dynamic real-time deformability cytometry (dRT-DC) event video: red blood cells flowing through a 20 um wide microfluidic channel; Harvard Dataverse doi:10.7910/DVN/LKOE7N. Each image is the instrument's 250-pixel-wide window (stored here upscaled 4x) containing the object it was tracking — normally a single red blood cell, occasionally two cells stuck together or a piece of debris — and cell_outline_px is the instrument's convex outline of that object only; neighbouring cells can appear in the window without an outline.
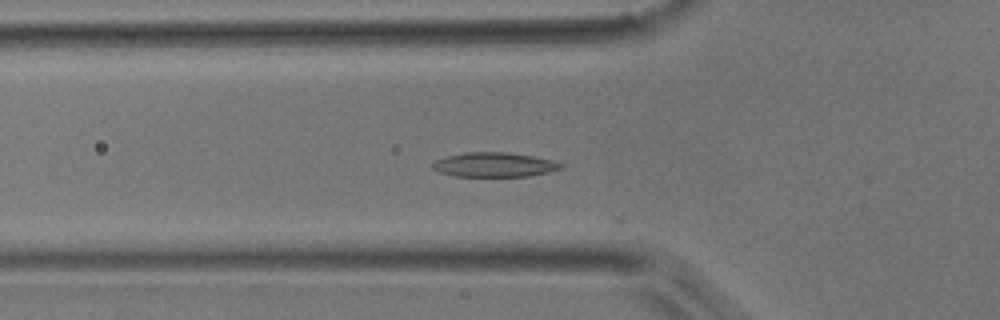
{"species": "common noctule bat (a hibernating species)", "species_latin": "Nyctalus noctula", "temperature_condition": "room temperature", "stored_images_in_passage": 17, "camera_frame_rate_fps": 3000, "um_per_image_px": 0.085, "animal": {"sex": "male", "body_mass_g": 17.9}, "frame": {"image": 1, "passage_image": 16, "time_ms": 5.0, "image_size_px": [1000, 320], "cell_outline_px": [[564, 164], [560, 168], [548, 172], [528, 176], [456, 176], [440, 172], [432, 168], [432, 164], [436, 160], [448, 156], [464, 152], [508, 152], [532, 156], [552, 160]], "centroid_in_image_um": [42.01, 13.99], "position_along_channel_um": 83.8, "area_um2": 18.09}}